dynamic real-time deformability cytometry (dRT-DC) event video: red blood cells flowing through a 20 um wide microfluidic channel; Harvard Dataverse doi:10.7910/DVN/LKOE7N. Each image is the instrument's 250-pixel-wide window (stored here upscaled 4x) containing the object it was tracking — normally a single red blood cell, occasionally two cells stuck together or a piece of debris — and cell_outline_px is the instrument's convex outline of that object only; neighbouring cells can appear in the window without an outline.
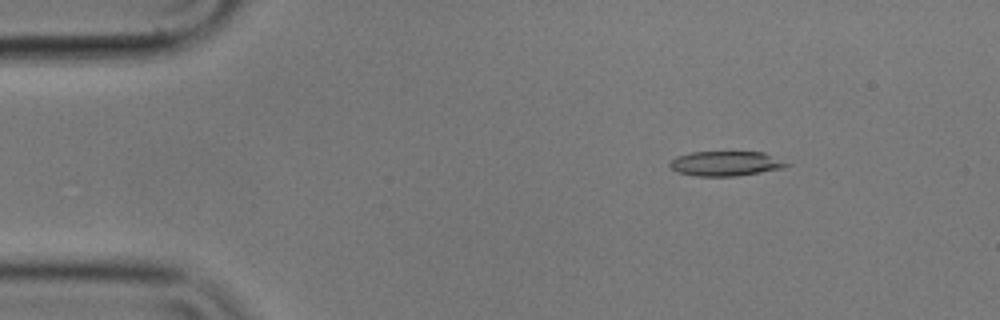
{"species": "common noctule bat (a hibernating species)", "species_latin": "Nyctalus noctula", "temperature_condition": "cold", "stored_images_in_passage": 56, "camera_frame_rate_fps": 3000, "um_per_image_px": 0.085, "animal": {"sex": "male", "body_mass_g": 17.9}, "frame": {"image": 1, "passage_image": 8, "time_ms": 2.333, "image_size_px": [1000, 320], "cell_outline_px": [[792, 164], [784, 168], [736, 176], [696, 176], [676, 172], [668, 164], [676, 156], [692, 152], [764, 152]], "centroid_in_image_um": [61.69, 13.9], "position_along_channel_um": 23.3, "area_um2": 16.88}}
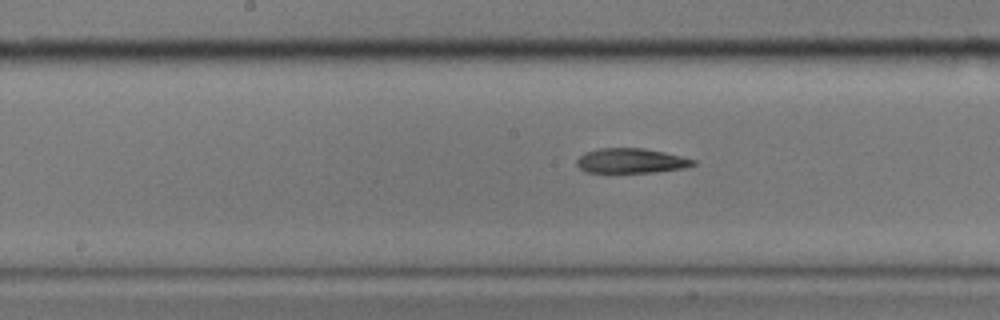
{"frame": {"image": 2, "passage_image": 28, "time_ms": 9.0, "image_size_px": [1000, 320], "cell_outline_px": [[696, 164], [684, 168], [652, 172], [584, 172], [576, 164], [576, 160], [584, 152], [600, 148], [644, 148], [664, 152], [696, 160]], "centroid_in_image_um": [53.61, 13.66], "position_along_channel_um": 194.6, "area_um2": 16.76}}
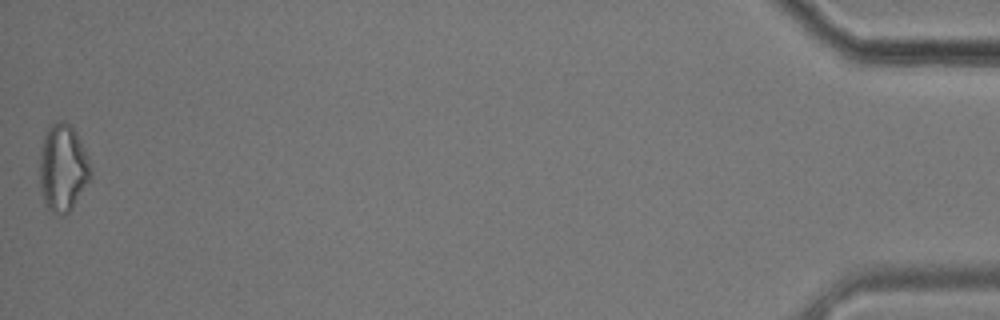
{"frame": {"image": 3, "passage_image": 56, "time_ms": 18.333, "image_size_px": [1000, 320], "cell_outline_px": [[92, 180], [72, 208], [64, 216], [60, 216], [52, 212], [44, 204], [40, 188], [40, 156], [44, 136], [48, 124], [56, 120], [64, 120], [76, 132], [92, 168]], "centroid_in_image_um": [5.35, 14.29], "position_along_channel_um": 429.8, "area_um2": 26.36}, "authors_computed_cell_mechanics": {"area_um2": 17.8313, "velocity_mm_per_s": 3.5503, "shape_relaxation_time_tau1_ms": null, "shape_relaxation_time_tau2_ms": 5.4687, "deformation_change_tau1": null, "deformation_change_tau2": 0.1783}}